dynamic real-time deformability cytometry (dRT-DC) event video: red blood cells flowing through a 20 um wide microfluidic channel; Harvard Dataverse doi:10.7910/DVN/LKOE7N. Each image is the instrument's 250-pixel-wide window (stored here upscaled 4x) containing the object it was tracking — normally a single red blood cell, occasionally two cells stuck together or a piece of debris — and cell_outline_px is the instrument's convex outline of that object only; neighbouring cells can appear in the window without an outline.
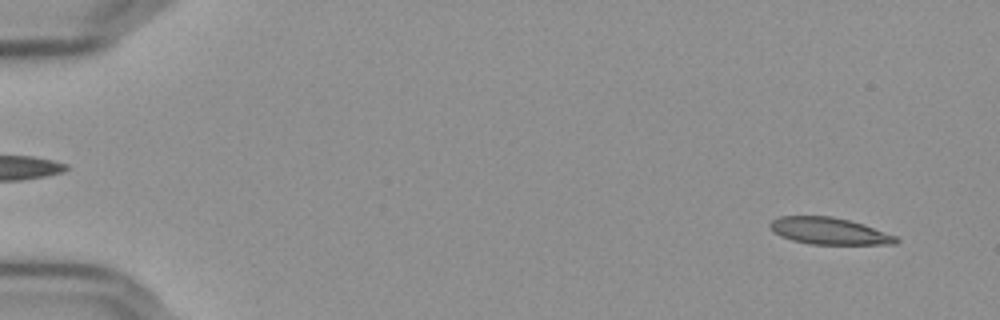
{"species": "Egyptian fruit bat (a non-hibernating species)", "species_latin": "Rousettus aegyptiacus", "temperature_condition": "cold", "stored_images_in_passage": 55, "camera_frame_rate_fps": 3000, "um_per_image_px": 0.085, "frame": {"image": 1, "passage_image": 3, "time_ms": 0.667, "image_size_px": [1000, 320], "cell_outline_px": [[900, 240], [896, 244], [812, 244], [792, 240], [780, 236], [772, 232], [768, 228], [768, 224], [772, 220], [780, 216], [832, 216], [864, 224], [896, 236]], "centroid_in_image_um": [70.44, 19.63], "position_along_channel_um": 14.6, "area_um2": 19.77}}
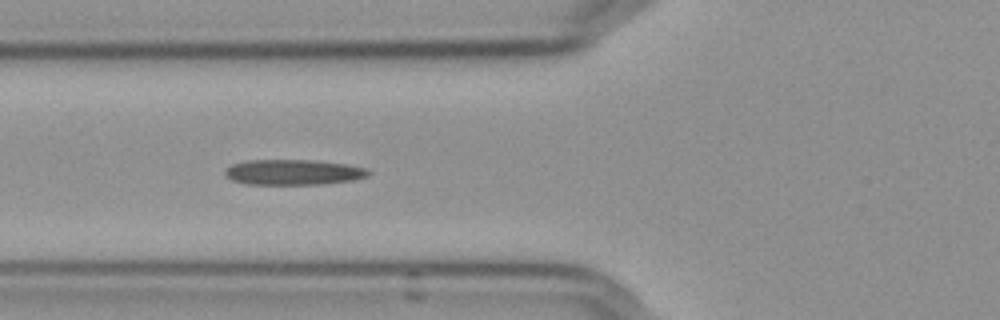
{"frame": {"image": 2, "passage_image": 21, "time_ms": 6.667, "image_size_px": [1000, 320], "cell_outline_px": [[372, 172], [368, 176], [352, 180], [320, 184], [244, 184], [232, 180], [224, 176], [224, 172], [232, 164], [248, 160], [316, 160], [344, 164], [368, 168]], "centroid_in_image_um": [24.93, 14.63], "position_along_channel_um": 100.9, "area_um2": 21.27}}
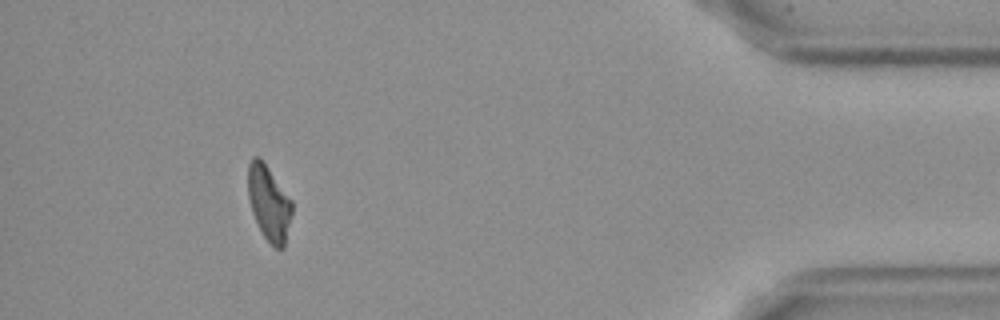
{"frame": {"image": 3, "passage_image": 51, "time_ms": 16.667, "image_size_px": [1000, 320], "cell_outline_px": [[292, 212], [284, 248], [276, 248], [264, 236], [252, 212], [248, 196], [248, 164], [252, 156], [260, 156], [264, 160], [292, 200]], "centroid_in_image_um": [22.86, 17.18], "position_along_channel_um": 412.3, "area_um2": 19.31}, "authors_computed_cell_mechanics": {"area_um2": 20.6924, "velocity_mm_per_s": 3.6364, "shape_relaxation_time_tau1_ms": null, "shape_relaxation_time_tau2_ms": 8.5297, "deformation_change_tau1": null, "deformation_change_tau2": 0.2282}}